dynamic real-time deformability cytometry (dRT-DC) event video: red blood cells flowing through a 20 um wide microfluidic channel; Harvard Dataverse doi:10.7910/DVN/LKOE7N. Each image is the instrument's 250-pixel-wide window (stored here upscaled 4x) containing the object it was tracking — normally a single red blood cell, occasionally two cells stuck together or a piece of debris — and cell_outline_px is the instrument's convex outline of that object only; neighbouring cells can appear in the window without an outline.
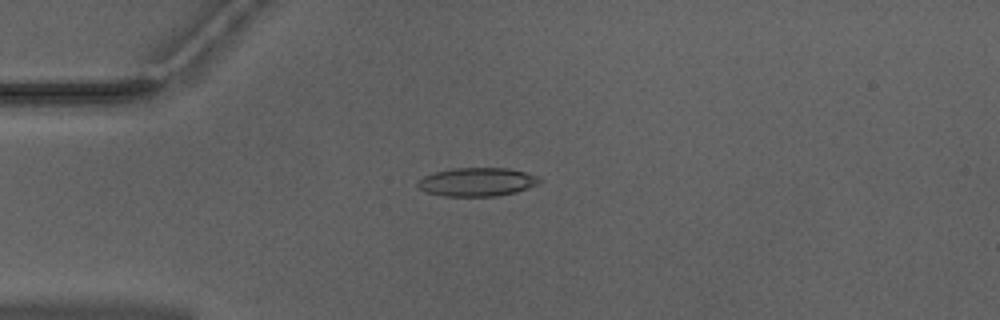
{"species": "Egyptian fruit bat (a non-hibernating species)", "species_latin": "Rousettus aegyptiacus", "temperature_condition": "warm", "stored_images_in_passage": 17, "camera_frame_rate_fps": 3000, "um_per_image_px": 0.085, "animal": {"sex": "male"}, "frame": {"image": 1, "passage_image": 2, "time_ms": 0.333, "image_size_px": [1000, 320], "cell_outline_px": [[544, 180], [536, 184], [516, 192], [496, 196], [444, 196], [424, 192], [416, 184], [424, 176], [432, 172], [452, 168], [508, 168], [524, 172], [536, 176]], "centroid_in_image_um": [40.51, 15.46], "position_along_channel_um": 44.5, "area_um2": 20.23}}
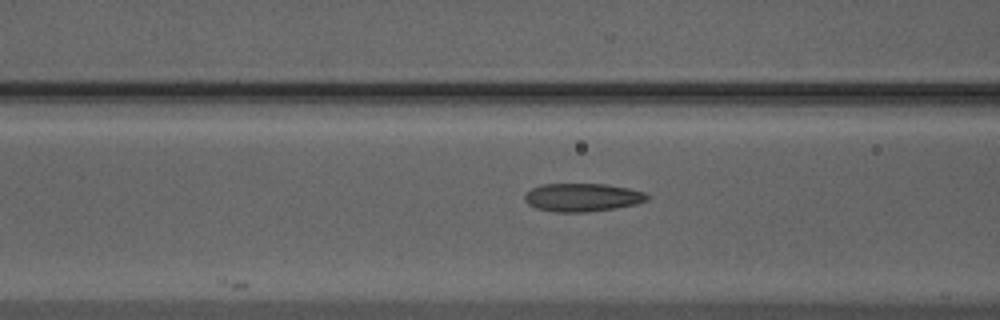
{"frame": {"image": 2, "passage_image": 9, "time_ms": 2.667, "image_size_px": [1000, 320], "cell_outline_px": [[648, 200], [636, 204], [616, 208], [588, 212], [556, 212], [536, 208], [528, 204], [524, 200], [524, 196], [532, 188], [544, 184], [608, 184], [628, 188], [644, 192], [648, 196]], "centroid_in_image_um": [49.51, 16.78], "position_along_channel_um": 117.1, "area_um2": 20.11}}
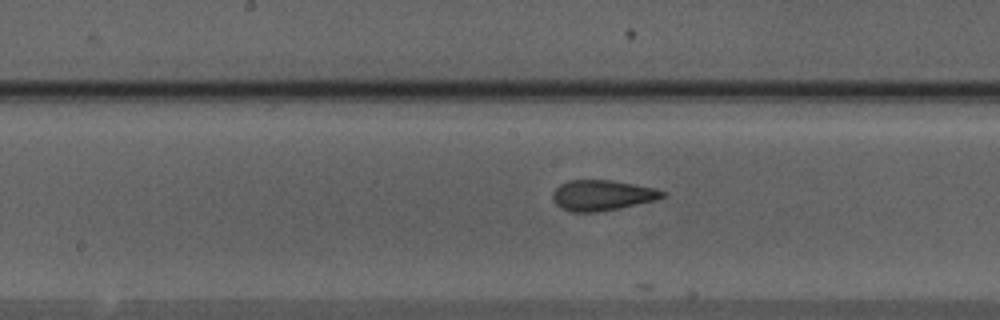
{"frame": {"image": 3, "passage_image": 15, "time_ms": 4.667, "image_size_px": [1000, 320], "cell_outline_px": [[668, 196], [656, 200], [620, 208], [600, 212], [568, 212], [560, 208], [556, 204], [552, 196], [552, 192], [560, 184], [568, 180], [612, 180], [636, 184], [656, 188], [668, 192]], "centroid_in_image_um": [51.22, 16.6], "position_along_channel_um": 197.0, "area_um2": 19.94}}